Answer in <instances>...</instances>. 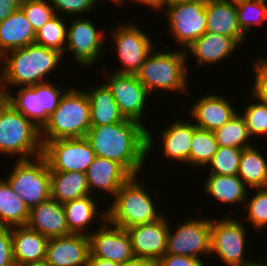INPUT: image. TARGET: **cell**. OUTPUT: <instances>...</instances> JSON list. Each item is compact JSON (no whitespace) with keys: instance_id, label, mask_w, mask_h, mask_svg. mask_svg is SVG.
<instances>
[{"instance_id":"obj_1","label":"cell","mask_w":267,"mask_h":266,"mask_svg":"<svg viewBox=\"0 0 267 266\" xmlns=\"http://www.w3.org/2000/svg\"><path fill=\"white\" fill-rule=\"evenodd\" d=\"M154 136L145 125L125 118L119 123L90 127L85 138L97 157L120 163L134 176L148 160L156 143Z\"/></svg>"},{"instance_id":"obj_2","label":"cell","mask_w":267,"mask_h":266,"mask_svg":"<svg viewBox=\"0 0 267 266\" xmlns=\"http://www.w3.org/2000/svg\"><path fill=\"white\" fill-rule=\"evenodd\" d=\"M63 55L53 49L32 43L23 48L7 52L0 58V73L5 86H32L49 81L48 74L60 65ZM10 87V88H9Z\"/></svg>"},{"instance_id":"obj_3","label":"cell","mask_w":267,"mask_h":266,"mask_svg":"<svg viewBox=\"0 0 267 266\" xmlns=\"http://www.w3.org/2000/svg\"><path fill=\"white\" fill-rule=\"evenodd\" d=\"M138 176H131L124 182L113 197L114 201L105 209L106 220L123 229L154 222L164 215L150 195L154 193H149L151 189L145 187L143 180H137Z\"/></svg>"},{"instance_id":"obj_4","label":"cell","mask_w":267,"mask_h":266,"mask_svg":"<svg viewBox=\"0 0 267 266\" xmlns=\"http://www.w3.org/2000/svg\"><path fill=\"white\" fill-rule=\"evenodd\" d=\"M90 114L86 91L75 86L68 88L40 129L42 144L57 139L85 138L91 127Z\"/></svg>"},{"instance_id":"obj_5","label":"cell","mask_w":267,"mask_h":266,"mask_svg":"<svg viewBox=\"0 0 267 266\" xmlns=\"http://www.w3.org/2000/svg\"><path fill=\"white\" fill-rule=\"evenodd\" d=\"M187 57L184 49L172 52L169 49L153 50L135 75L150 95L155 89L190 94L187 90Z\"/></svg>"},{"instance_id":"obj_6","label":"cell","mask_w":267,"mask_h":266,"mask_svg":"<svg viewBox=\"0 0 267 266\" xmlns=\"http://www.w3.org/2000/svg\"><path fill=\"white\" fill-rule=\"evenodd\" d=\"M42 151L40 128L8 102L0 110V153L23 160L38 157Z\"/></svg>"},{"instance_id":"obj_7","label":"cell","mask_w":267,"mask_h":266,"mask_svg":"<svg viewBox=\"0 0 267 266\" xmlns=\"http://www.w3.org/2000/svg\"><path fill=\"white\" fill-rule=\"evenodd\" d=\"M14 163L5 179L29 210L51 198V172L43 155Z\"/></svg>"},{"instance_id":"obj_8","label":"cell","mask_w":267,"mask_h":266,"mask_svg":"<svg viewBox=\"0 0 267 266\" xmlns=\"http://www.w3.org/2000/svg\"><path fill=\"white\" fill-rule=\"evenodd\" d=\"M211 220V256L218 255L227 266H256L260 261L245 259L248 235L245 223L233 217ZM216 253V254H215Z\"/></svg>"},{"instance_id":"obj_9","label":"cell","mask_w":267,"mask_h":266,"mask_svg":"<svg viewBox=\"0 0 267 266\" xmlns=\"http://www.w3.org/2000/svg\"><path fill=\"white\" fill-rule=\"evenodd\" d=\"M52 81L42 82L32 86L19 87L14 96L9 90V103L38 128H42L49 116L58 107L61 96L68 89L61 90Z\"/></svg>"},{"instance_id":"obj_10","label":"cell","mask_w":267,"mask_h":266,"mask_svg":"<svg viewBox=\"0 0 267 266\" xmlns=\"http://www.w3.org/2000/svg\"><path fill=\"white\" fill-rule=\"evenodd\" d=\"M206 0H190L166 6L169 33L177 44L187 48L206 32Z\"/></svg>"},{"instance_id":"obj_11","label":"cell","mask_w":267,"mask_h":266,"mask_svg":"<svg viewBox=\"0 0 267 266\" xmlns=\"http://www.w3.org/2000/svg\"><path fill=\"white\" fill-rule=\"evenodd\" d=\"M173 231V232H172ZM165 254L189 256L198 259L211 255V219L193 217L177 225L167 234Z\"/></svg>"},{"instance_id":"obj_12","label":"cell","mask_w":267,"mask_h":266,"mask_svg":"<svg viewBox=\"0 0 267 266\" xmlns=\"http://www.w3.org/2000/svg\"><path fill=\"white\" fill-rule=\"evenodd\" d=\"M50 172H86L96 155L86 138L57 139L43 145Z\"/></svg>"},{"instance_id":"obj_13","label":"cell","mask_w":267,"mask_h":266,"mask_svg":"<svg viewBox=\"0 0 267 266\" xmlns=\"http://www.w3.org/2000/svg\"><path fill=\"white\" fill-rule=\"evenodd\" d=\"M117 26L119 27L113 32L111 31L110 36L115 42V53L118 56L119 64L123 67L116 72L135 75L145 59L156 48H154L151 37L133 22L130 24L122 23Z\"/></svg>"},{"instance_id":"obj_14","label":"cell","mask_w":267,"mask_h":266,"mask_svg":"<svg viewBox=\"0 0 267 266\" xmlns=\"http://www.w3.org/2000/svg\"><path fill=\"white\" fill-rule=\"evenodd\" d=\"M70 24L67 26L65 52L70 51L77 63L90 67L106 51L105 30L98 29L89 18L84 17L74 16Z\"/></svg>"},{"instance_id":"obj_15","label":"cell","mask_w":267,"mask_h":266,"mask_svg":"<svg viewBox=\"0 0 267 266\" xmlns=\"http://www.w3.org/2000/svg\"><path fill=\"white\" fill-rule=\"evenodd\" d=\"M104 83L111 90L120 113L126 119H131L145 125L143 117L144 109L151 96L148 90L140 83L134 74L119 72L108 73Z\"/></svg>"},{"instance_id":"obj_16","label":"cell","mask_w":267,"mask_h":266,"mask_svg":"<svg viewBox=\"0 0 267 266\" xmlns=\"http://www.w3.org/2000/svg\"><path fill=\"white\" fill-rule=\"evenodd\" d=\"M100 224L101 226L89 235L90 254L121 265L134 260L131 240L126 229L107 220L101 221Z\"/></svg>"},{"instance_id":"obj_17","label":"cell","mask_w":267,"mask_h":266,"mask_svg":"<svg viewBox=\"0 0 267 266\" xmlns=\"http://www.w3.org/2000/svg\"><path fill=\"white\" fill-rule=\"evenodd\" d=\"M166 215V216H165ZM167 214L158 220L127 228L135 259H143L156 263L167 250V234L169 231Z\"/></svg>"},{"instance_id":"obj_18","label":"cell","mask_w":267,"mask_h":266,"mask_svg":"<svg viewBox=\"0 0 267 266\" xmlns=\"http://www.w3.org/2000/svg\"><path fill=\"white\" fill-rule=\"evenodd\" d=\"M89 255V236L72 233L48 240L45 261L50 266H86Z\"/></svg>"},{"instance_id":"obj_19","label":"cell","mask_w":267,"mask_h":266,"mask_svg":"<svg viewBox=\"0 0 267 266\" xmlns=\"http://www.w3.org/2000/svg\"><path fill=\"white\" fill-rule=\"evenodd\" d=\"M200 97L189 110L190 118L200 129L214 132L238 113L224 96L210 93Z\"/></svg>"},{"instance_id":"obj_20","label":"cell","mask_w":267,"mask_h":266,"mask_svg":"<svg viewBox=\"0 0 267 266\" xmlns=\"http://www.w3.org/2000/svg\"><path fill=\"white\" fill-rule=\"evenodd\" d=\"M85 174L90 195L100 190L99 192L104 191V194H111L112 197L132 176L120 163L97 156Z\"/></svg>"},{"instance_id":"obj_21","label":"cell","mask_w":267,"mask_h":266,"mask_svg":"<svg viewBox=\"0 0 267 266\" xmlns=\"http://www.w3.org/2000/svg\"><path fill=\"white\" fill-rule=\"evenodd\" d=\"M27 226L48 239L72 234L66 223L63 204L51 198L30 210Z\"/></svg>"},{"instance_id":"obj_22","label":"cell","mask_w":267,"mask_h":266,"mask_svg":"<svg viewBox=\"0 0 267 266\" xmlns=\"http://www.w3.org/2000/svg\"><path fill=\"white\" fill-rule=\"evenodd\" d=\"M238 47L241 46L233 37L206 31L184 50L186 54L190 51L201 66L228 60Z\"/></svg>"},{"instance_id":"obj_23","label":"cell","mask_w":267,"mask_h":266,"mask_svg":"<svg viewBox=\"0 0 267 266\" xmlns=\"http://www.w3.org/2000/svg\"><path fill=\"white\" fill-rule=\"evenodd\" d=\"M206 31L233 37L240 45L245 43L246 35L241 30L236 4L222 0H206Z\"/></svg>"},{"instance_id":"obj_24","label":"cell","mask_w":267,"mask_h":266,"mask_svg":"<svg viewBox=\"0 0 267 266\" xmlns=\"http://www.w3.org/2000/svg\"><path fill=\"white\" fill-rule=\"evenodd\" d=\"M178 120L172 121V124L160 133L161 151H163L165 158L172 160V162L176 160L180 161L179 163L186 162L190 165L192 137L197 127L191 119L182 121L178 118Z\"/></svg>"},{"instance_id":"obj_25","label":"cell","mask_w":267,"mask_h":266,"mask_svg":"<svg viewBox=\"0 0 267 266\" xmlns=\"http://www.w3.org/2000/svg\"><path fill=\"white\" fill-rule=\"evenodd\" d=\"M16 266L45 260L48 238L26 226L11 227Z\"/></svg>"},{"instance_id":"obj_26","label":"cell","mask_w":267,"mask_h":266,"mask_svg":"<svg viewBox=\"0 0 267 266\" xmlns=\"http://www.w3.org/2000/svg\"><path fill=\"white\" fill-rule=\"evenodd\" d=\"M36 32L21 9L0 22V58L7 52L34 43Z\"/></svg>"},{"instance_id":"obj_27","label":"cell","mask_w":267,"mask_h":266,"mask_svg":"<svg viewBox=\"0 0 267 266\" xmlns=\"http://www.w3.org/2000/svg\"><path fill=\"white\" fill-rule=\"evenodd\" d=\"M92 196L93 195H88L63 204L66 214V223L71 233L89 236L92 231L87 228L90 227V223L93 221L95 222V219L98 220V218H96L97 215L101 221L106 220V210L103 209L101 211L99 207H97L100 205L96 199L99 196L95 198Z\"/></svg>"},{"instance_id":"obj_28","label":"cell","mask_w":267,"mask_h":266,"mask_svg":"<svg viewBox=\"0 0 267 266\" xmlns=\"http://www.w3.org/2000/svg\"><path fill=\"white\" fill-rule=\"evenodd\" d=\"M203 190L214 200L227 206L241 203L244 207L246 199L250 195L248 193L250 190L238 175L208 174Z\"/></svg>"},{"instance_id":"obj_29","label":"cell","mask_w":267,"mask_h":266,"mask_svg":"<svg viewBox=\"0 0 267 266\" xmlns=\"http://www.w3.org/2000/svg\"><path fill=\"white\" fill-rule=\"evenodd\" d=\"M99 85L92 90H85L90 103L91 127L122 122L125 118L120 113L111 90L103 82Z\"/></svg>"},{"instance_id":"obj_30","label":"cell","mask_w":267,"mask_h":266,"mask_svg":"<svg viewBox=\"0 0 267 266\" xmlns=\"http://www.w3.org/2000/svg\"><path fill=\"white\" fill-rule=\"evenodd\" d=\"M88 195L85 172H51V199L64 204Z\"/></svg>"},{"instance_id":"obj_31","label":"cell","mask_w":267,"mask_h":266,"mask_svg":"<svg viewBox=\"0 0 267 266\" xmlns=\"http://www.w3.org/2000/svg\"><path fill=\"white\" fill-rule=\"evenodd\" d=\"M255 145L244 148L240 156L237 175L247 188H267V160Z\"/></svg>"},{"instance_id":"obj_32","label":"cell","mask_w":267,"mask_h":266,"mask_svg":"<svg viewBox=\"0 0 267 266\" xmlns=\"http://www.w3.org/2000/svg\"><path fill=\"white\" fill-rule=\"evenodd\" d=\"M30 210L13 191L8 181L0 178V226H26Z\"/></svg>"},{"instance_id":"obj_33","label":"cell","mask_w":267,"mask_h":266,"mask_svg":"<svg viewBox=\"0 0 267 266\" xmlns=\"http://www.w3.org/2000/svg\"><path fill=\"white\" fill-rule=\"evenodd\" d=\"M218 146L244 149L252 146L243 116L238 112L225 125L214 131ZM250 142V143H249Z\"/></svg>"},{"instance_id":"obj_34","label":"cell","mask_w":267,"mask_h":266,"mask_svg":"<svg viewBox=\"0 0 267 266\" xmlns=\"http://www.w3.org/2000/svg\"><path fill=\"white\" fill-rule=\"evenodd\" d=\"M218 142L213 131L196 128L190 149L191 167H207L217 152Z\"/></svg>"},{"instance_id":"obj_35","label":"cell","mask_w":267,"mask_h":266,"mask_svg":"<svg viewBox=\"0 0 267 266\" xmlns=\"http://www.w3.org/2000/svg\"><path fill=\"white\" fill-rule=\"evenodd\" d=\"M63 20V15L56 14L36 32L34 43L56 50L64 56L67 24Z\"/></svg>"},{"instance_id":"obj_36","label":"cell","mask_w":267,"mask_h":266,"mask_svg":"<svg viewBox=\"0 0 267 266\" xmlns=\"http://www.w3.org/2000/svg\"><path fill=\"white\" fill-rule=\"evenodd\" d=\"M236 9L239 26L246 36L253 25L260 26L267 19V0H246L236 4Z\"/></svg>"},{"instance_id":"obj_37","label":"cell","mask_w":267,"mask_h":266,"mask_svg":"<svg viewBox=\"0 0 267 266\" xmlns=\"http://www.w3.org/2000/svg\"><path fill=\"white\" fill-rule=\"evenodd\" d=\"M250 95L254 102L245 106L240 114L245 120L250 137L254 140L255 137L267 136V102L259 100L251 93Z\"/></svg>"},{"instance_id":"obj_38","label":"cell","mask_w":267,"mask_h":266,"mask_svg":"<svg viewBox=\"0 0 267 266\" xmlns=\"http://www.w3.org/2000/svg\"><path fill=\"white\" fill-rule=\"evenodd\" d=\"M242 150L236 147L218 146L209 163V174L237 175Z\"/></svg>"},{"instance_id":"obj_39","label":"cell","mask_w":267,"mask_h":266,"mask_svg":"<svg viewBox=\"0 0 267 266\" xmlns=\"http://www.w3.org/2000/svg\"><path fill=\"white\" fill-rule=\"evenodd\" d=\"M49 0H21L20 9L35 32L42 28L56 13Z\"/></svg>"},{"instance_id":"obj_40","label":"cell","mask_w":267,"mask_h":266,"mask_svg":"<svg viewBox=\"0 0 267 266\" xmlns=\"http://www.w3.org/2000/svg\"><path fill=\"white\" fill-rule=\"evenodd\" d=\"M256 191V193H255ZM244 205L248 209L246 221H250L253 229L263 230L267 225V188H258Z\"/></svg>"},{"instance_id":"obj_41","label":"cell","mask_w":267,"mask_h":266,"mask_svg":"<svg viewBox=\"0 0 267 266\" xmlns=\"http://www.w3.org/2000/svg\"><path fill=\"white\" fill-rule=\"evenodd\" d=\"M51 6L54 8L55 13H65V15H77L79 17L81 14L85 15L88 12L93 11L95 6L99 4V0H49ZM94 7V8H93Z\"/></svg>"},{"instance_id":"obj_42","label":"cell","mask_w":267,"mask_h":266,"mask_svg":"<svg viewBox=\"0 0 267 266\" xmlns=\"http://www.w3.org/2000/svg\"><path fill=\"white\" fill-rule=\"evenodd\" d=\"M254 60L253 68L255 73L253 90L251 93L259 100L267 102V57L260 55Z\"/></svg>"},{"instance_id":"obj_43","label":"cell","mask_w":267,"mask_h":266,"mask_svg":"<svg viewBox=\"0 0 267 266\" xmlns=\"http://www.w3.org/2000/svg\"><path fill=\"white\" fill-rule=\"evenodd\" d=\"M0 266H16L10 227L0 226Z\"/></svg>"},{"instance_id":"obj_44","label":"cell","mask_w":267,"mask_h":266,"mask_svg":"<svg viewBox=\"0 0 267 266\" xmlns=\"http://www.w3.org/2000/svg\"><path fill=\"white\" fill-rule=\"evenodd\" d=\"M155 266H205L202 259L189 256L165 254Z\"/></svg>"},{"instance_id":"obj_45","label":"cell","mask_w":267,"mask_h":266,"mask_svg":"<svg viewBox=\"0 0 267 266\" xmlns=\"http://www.w3.org/2000/svg\"><path fill=\"white\" fill-rule=\"evenodd\" d=\"M21 0H0V22L20 9Z\"/></svg>"},{"instance_id":"obj_46","label":"cell","mask_w":267,"mask_h":266,"mask_svg":"<svg viewBox=\"0 0 267 266\" xmlns=\"http://www.w3.org/2000/svg\"><path fill=\"white\" fill-rule=\"evenodd\" d=\"M86 266H121V264L109 261L107 259L93 257L90 254Z\"/></svg>"},{"instance_id":"obj_47","label":"cell","mask_w":267,"mask_h":266,"mask_svg":"<svg viewBox=\"0 0 267 266\" xmlns=\"http://www.w3.org/2000/svg\"><path fill=\"white\" fill-rule=\"evenodd\" d=\"M131 3L132 1L137 3L139 2L140 4H143L145 6H149V8L154 9V11L159 10L161 11L162 9L165 8V0H130Z\"/></svg>"},{"instance_id":"obj_48","label":"cell","mask_w":267,"mask_h":266,"mask_svg":"<svg viewBox=\"0 0 267 266\" xmlns=\"http://www.w3.org/2000/svg\"><path fill=\"white\" fill-rule=\"evenodd\" d=\"M8 96H9V91L5 86L0 73V110L9 102Z\"/></svg>"},{"instance_id":"obj_49","label":"cell","mask_w":267,"mask_h":266,"mask_svg":"<svg viewBox=\"0 0 267 266\" xmlns=\"http://www.w3.org/2000/svg\"><path fill=\"white\" fill-rule=\"evenodd\" d=\"M121 266H155L154 263L148 260H143V259H134L130 262H127Z\"/></svg>"},{"instance_id":"obj_50","label":"cell","mask_w":267,"mask_h":266,"mask_svg":"<svg viewBox=\"0 0 267 266\" xmlns=\"http://www.w3.org/2000/svg\"><path fill=\"white\" fill-rule=\"evenodd\" d=\"M21 266H50V265L45 260H43L40 262H33V263L24 264Z\"/></svg>"},{"instance_id":"obj_51","label":"cell","mask_w":267,"mask_h":266,"mask_svg":"<svg viewBox=\"0 0 267 266\" xmlns=\"http://www.w3.org/2000/svg\"><path fill=\"white\" fill-rule=\"evenodd\" d=\"M190 1V0H165V7L177 2Z\"/></svg>"},{"instance_id":"obj_52","label":"cell","mask_w":267,"mask_h":266,"mask_svg":"<svg viewBox=\"0 0 267 266\" xmlns=\"http://www.w3.org/2000/svg\"><path fill=\"white\" fill-rule=\"evenodd\" d=\"M102 1V0H99ZM113 3H115L117 6L123 5L124 6V0H109Z\"/></svg>"},{"instance_id":"obj_53","label":"cell","mask_w":267,"mask_h":266,"mask_svg":"<svg viewBox=\"0 0 267 266\" xmlns=\"http://www.w3.org/2000/svg\"><path fill=\"white\" fill-rule=\"evenodd\" d=\"M222 1L230 2V3H233V4H238V3L244 2L246 0H222Z\"/></svg>"},{"instance_id":"obj_54","label":"cell","mask_w":267,"mask_h":266,"mask_svg":"<svg viewBox=\"0 0 267 266\" xmlns=\"http://www.w3.org/2000/svg\"><path fill=\"white\" fill-rule=\"evenodd\" d=\"M265 259H263L258 265H256V266H267V260H265Z\"/></svg>"}]
</instances>
